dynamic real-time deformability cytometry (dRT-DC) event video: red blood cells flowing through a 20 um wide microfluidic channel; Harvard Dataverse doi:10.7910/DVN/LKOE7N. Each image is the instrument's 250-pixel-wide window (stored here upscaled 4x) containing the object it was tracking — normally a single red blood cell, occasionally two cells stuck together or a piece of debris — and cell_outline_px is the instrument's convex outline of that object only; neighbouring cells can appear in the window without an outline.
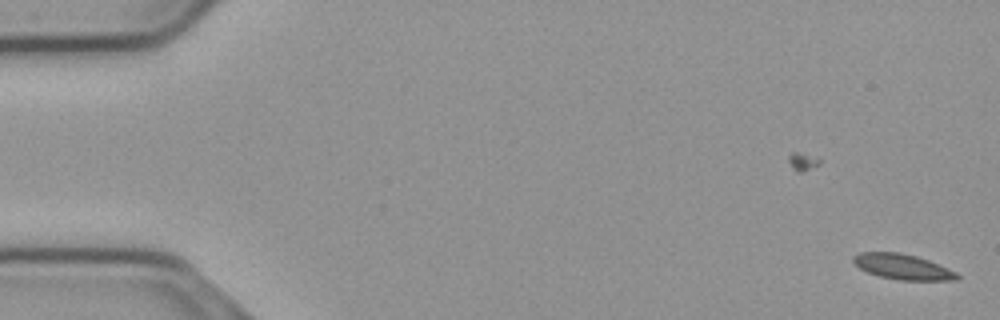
{"species": "common noctule bat (a hibernating species)", "species_latin": "Nyctalus noctula", "temperature_condition": "cold", "stored_images_in_passage": 7, "camera_frame_rate_fps": 3000, "um_per_image_px": 0.085, "animal": {"sex": "male", "body_mass_g": 23.1, "forearm_length_mm": 52.7}, "frame": {"image": 1, "passage_image": 1, "time_ms": 0.0, "image_size_px": [1000, 320], "cell_outline_px": [[960, 280], [900, 280], [880, 276], [868, 272], [860, 268], [852, 260], [852, 256], [860, 252], [900, 252], [916, 256], [928, 260], [948, 268], [956, 272], [960, 276]], "centroid_in_image_um": [76.74, 22.67], "position_along_channel_um": 8.3, "area_um2": 15.26}}